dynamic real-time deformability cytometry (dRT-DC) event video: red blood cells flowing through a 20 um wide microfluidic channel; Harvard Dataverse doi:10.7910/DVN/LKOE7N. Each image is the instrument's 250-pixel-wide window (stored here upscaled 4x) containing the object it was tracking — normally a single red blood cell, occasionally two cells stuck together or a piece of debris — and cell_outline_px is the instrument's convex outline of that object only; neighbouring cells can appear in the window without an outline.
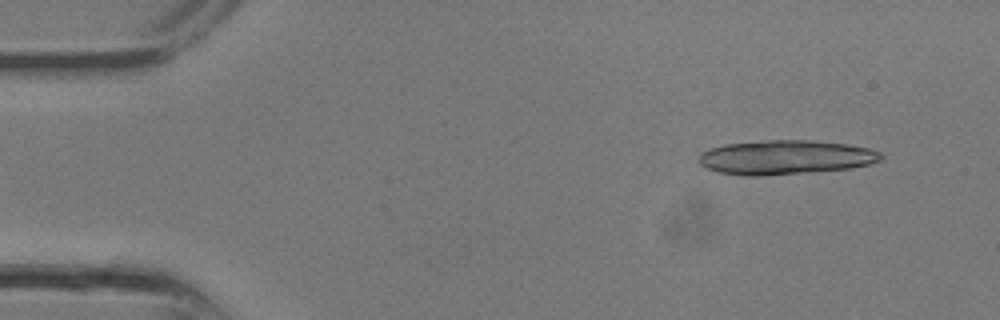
{"species": "common noctule bat (a hibernating species)", "species_latin": "Nyctalus noctula", "temperature_condition": "room temperature", "stored_images_in_passage": 7, "camera_frame_rate_fps": 3000, "um_per_image_px": 0.085, "animal": {"sex": "male", "body_mass_g": 13.3}, "frame": {"image": 1, "passage_image": 2, "time_ms": 0.333, "image_size_px": [1000, 320], "cell_outline_px": [[884, 156], [880, 160], [868, 164], [848, 168], [760, 176], [744, 176], [716, 172], [704, 168], [700, 164], [700, 156], [704, 152], [712, 148], [724, 144], [768, 140], [808, 140], [844, 144], [868, 148], [880, 152]], "centroid_in_image_um": [66.72, 13.37], "position_along_channel_um": 18.3, "area_um2": 35.95}}